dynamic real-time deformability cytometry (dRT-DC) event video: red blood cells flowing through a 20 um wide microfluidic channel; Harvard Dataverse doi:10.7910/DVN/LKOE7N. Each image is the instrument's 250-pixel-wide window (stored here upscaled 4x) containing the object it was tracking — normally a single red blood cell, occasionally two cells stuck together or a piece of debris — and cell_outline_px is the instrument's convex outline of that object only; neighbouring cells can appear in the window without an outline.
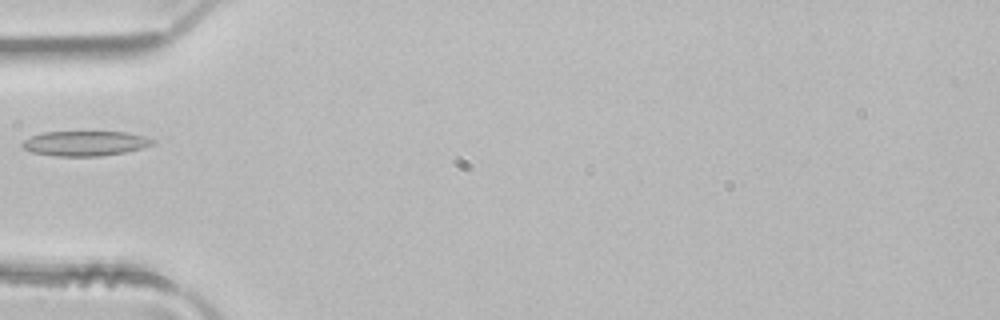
{"species": "common noctule bat (a hibernating species)", "species_latin": "Nyctalus noctula", "temperature_condition": "room temperature", "stored_images_in_passage": 4, "camera_frame_rate_fps": 3000, "um_per_image_px": 0.085, "animal": {"sex": "male", "body_mass_g": 21.5, "forearm_length_mm": 52.0}, "frame": {"image": 1, "passage_image": 4, "time_ms": 1.0, "image_size_px": [1000, 320], "cell_outline_px": [[156, 140], [152, 144], [140, 148], [124, 152], [100, 156], [56, 156], [32, 152], [24, 148], [20, 144], [24, 140], [40, 132], [128, 132], [148, 136]], "centroid_in_image_um": [7.24, 12.18], "position_along_channel_um": 77.8, "area_um2": 18.9}}